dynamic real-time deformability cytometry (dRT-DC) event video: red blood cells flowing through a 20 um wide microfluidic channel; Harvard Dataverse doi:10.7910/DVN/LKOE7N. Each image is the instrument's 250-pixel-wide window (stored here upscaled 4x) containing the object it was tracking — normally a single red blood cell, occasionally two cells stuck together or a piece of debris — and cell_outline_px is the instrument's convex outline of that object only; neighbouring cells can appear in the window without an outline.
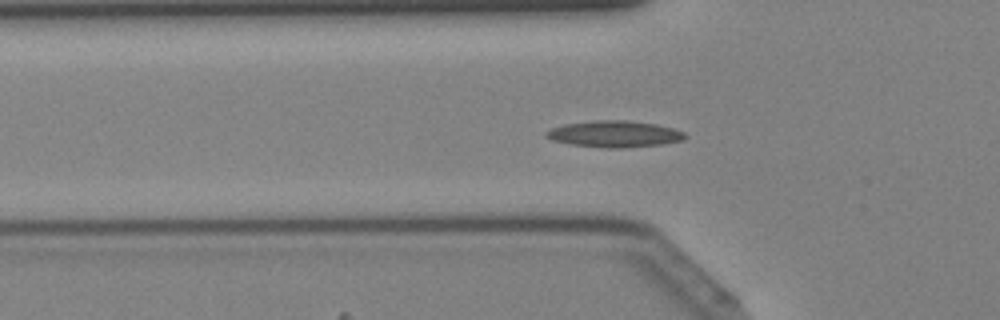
{"species": "Egyptian fruit bat (a non-hibernating species)", "species_latin": "Rousettus aegyptiacus", "temperature_condition": "cold", "stored_images_in_passage": 34, "segment_of_instrument_passage": [1, 2], "camera_frame_rate_fps": 3000, "um_per_image_px": 0.085, "animal": {"sex": "female"}, "frame": {"image": 1, "passage_image": 4, "time_ms": 1.0, "image_size_px": [1000, 320], "cell_outline_px": [[688, 136], [684, 140], [660, 144], [624, 148], [604, 148], [572, 144], [552, 140], [544, 136], [544, 132], [552, 128], [564, 124], [592, 120], [624, 120], [656, 124], [672, 128], [684, 132]], "centroid_in_image_um": [52.21, 11.39], "position_along_channel_um": 73.6, "area_um2": 21.44}}
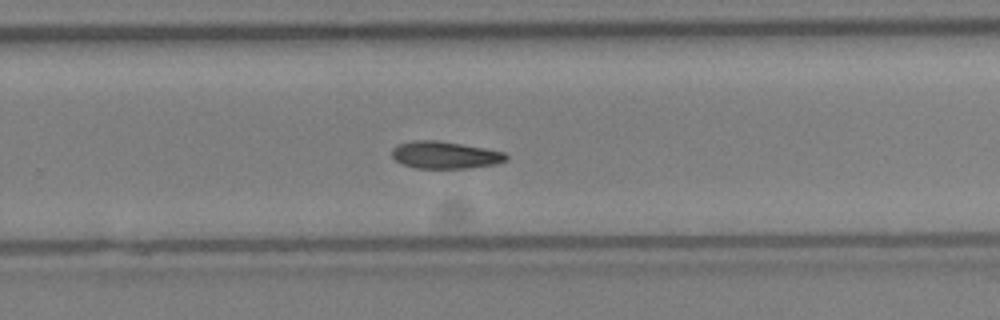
{"frame": {"image": 2, "passage_image": 18, "time_ms": 5.667, "image_size_px": [1000, 320], "cell_outline_px": [[508, 160], [496, 164], [464, 168], [416, 168], [400, 164], [392, 156], [392, 148], [396, 144], [416, 140], [436, 140], [484, 148], [504, 152], [508, 156]], "centroid_in_image_um": [37.79, 13.17], "position_along_channel_um": 292.0, "area_um2": 18.09}}
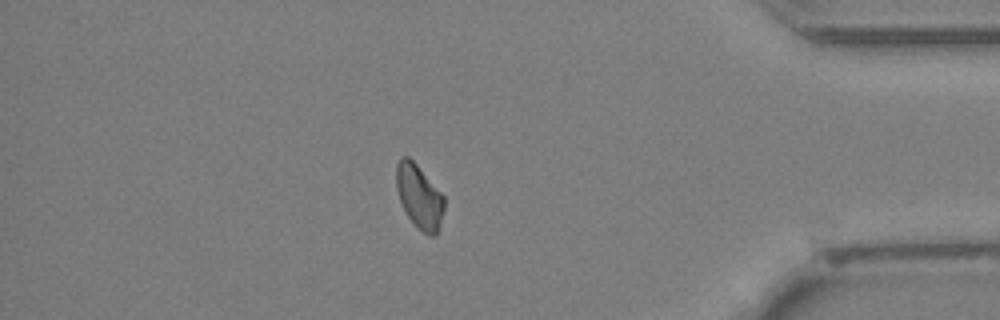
{"frame": {"image": 3, "passage_image": 27, "time_ms": 8.667, "image_size_px": [1000, 320], "cell_outline_px": [[444, 208], [440, 224], [436, 236], [432, 236], [424, 232], [408, 216], [400, 200], [396, 188], [396, 164], [400, 156], [408, 156], [416, 164], [444, 196]], "centroid_in_image_um": [35.63, 16.67], "position_along_channel_um": 399.6, "area_um2": 17.46}}